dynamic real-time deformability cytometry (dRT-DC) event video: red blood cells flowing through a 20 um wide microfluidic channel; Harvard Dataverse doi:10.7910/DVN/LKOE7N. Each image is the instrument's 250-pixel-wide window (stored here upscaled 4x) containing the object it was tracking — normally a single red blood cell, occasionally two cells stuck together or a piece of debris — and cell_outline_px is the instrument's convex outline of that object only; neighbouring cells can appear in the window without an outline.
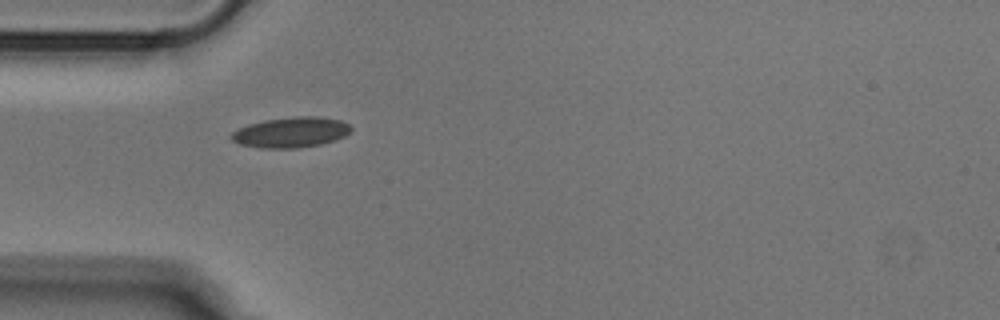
{"species": "Egyptian fruit bat (a non-hibernating species)", "species_latin": "Rousettus aegyptiacus", "temperature_condition": "cold", "stored_images_in_passage": 16, "camera_frame_rate_fps": 3000, "um_per_image_px": 0.085, "animal": {"sex": "male"}, "frame": {"image": 1, "passage_image": 1, "time_ms": 0.0, "image_size_px": [1000, 320], "cell_outline_px": [[352, 128], [344, 136], [320, 144], [296, 148], [260, 148], [240, 144], [232, 140], [228, 136], [232, 132], [248, 124], [264, 120], [296, 116], [316, 116], [340, 120], [348, 124]], "centroid_in_image_um": [24.68, 11.24], "position_along_channel_um": 60.3, "area_um2": 21.04}}
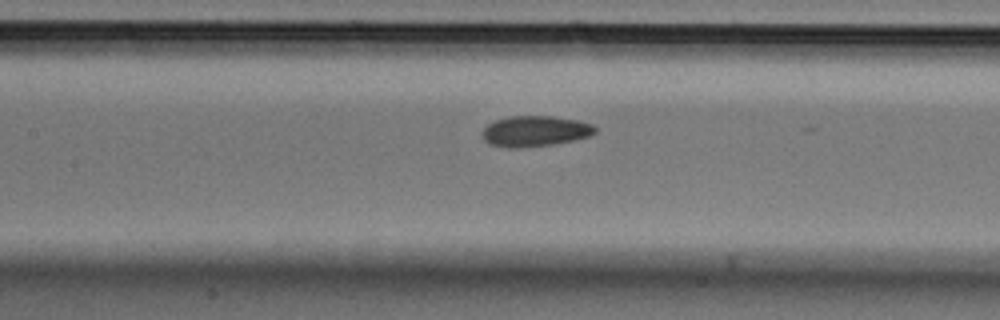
{"frame": {"image": 2, "passage_image": 9, "time_ms": 2.667, "image_size_px": [1000, 320], "cell_outline_px": [[596, 132], [592, 136], [556, 144], [520, 148], [508, 148], [488, 144], [484, 140], [484, 128], [488, 124], [496, 120], [512, 116], [552, 116], [576, 120], [592, 124], [596, 128]], "centroid_in_image_um": [45.51, 11.16], "position_along_channel_um": 161.9, "area_um2": 20.23}}
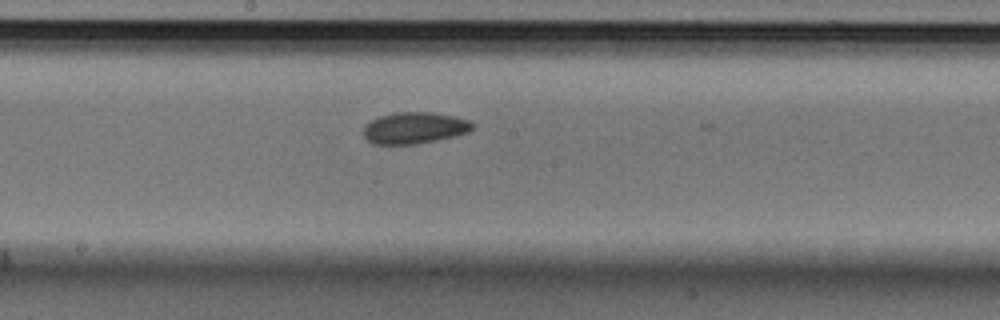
{"frame": {"image": 3, "passage_image": 13, "time_ms": 4.0, "image_size_px": [1000, 320], "cell_outline_px": [[476, 124], [468, 132], [456, 136], [416, 144], [372, 144], [364, 136], [364, 124], [380, 116], [392, 112], [428, 112], [452, 116], [468, 120]], "centroid_in_image_um": [35.22, 10.87], "position_along_channel_um": 213.0, "area_um2": 20.0}}